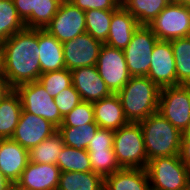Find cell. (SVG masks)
<instances>
[{
	"label": "cell",
	"instance_id": "1",
	"mask_svg": "<svg viewBox=\"0 0 190 190\" xmlns=\"http://www.w3.org/2000/svg\"><path fill=\"white\" fill-rule=\"evenodd\" d=\"M4 72L13 89L38 81L40 76L38 29L25 28L1 42Z\"/></svg>",
	"mask_w": 190,
	"mask_h": 190
},
{
	"label": "cell",
	"instance_id": "2",
	"mask_svg": "<svg viewBox=\"0 0 190 190\" xmlns=\"http://www.w3.org/2000/svg\"><path fill=\"white\" fill-rule=\"evenodd\" d=\"M161 88L147 76L131 77L117 93L129 122L139 123L158 111Z\"/></svg>",
	"mask_w": 190,
	"mask_h": 190
},
{
	"label": "cell",
	"instance_id": "3",
	"mask_svg": "<svg viewBox=\"0 0 190 190\" xmlns=\"http://www.w3.org/2000/svg\"><path fill=\"white\" fill-rule=\"evenodd\" d=\"M143 134L147 160L179 156L182 132L158 111L139 122Z\"/></svg>",
	"mask_w": 190,
	"mask_h": 190
},
{
	"label": "cell",
	"instance_id": "4",
	"mask_svg": "<svg viewBox=\"0 0 190 190\" xmlns=\"http://www.w3.org/2000/svg\"><path fill=\"white\" fill-rule=\"evenodd\" d=\"M113 151L121 168L146 169L148 160L141 125L129 122L114 130Z\"/></svg>",
	"mask_w": 190,
	"mask_h": 190
},
{
	"label": "cell",
	"instance_id": "5",
	"mask_svg": "<svg viewBox=\"0 0 190 190\" xmlns=\"http://www.w3.org/2000/svg\"><path fill=\"white\" fill-rule=\"evenodd\" d=\"M151 190H185L188 168L180 156L159 157L148 161Z\"/></svg>",
	"mask_w": 190,
	"mask_h": 190
},
{
	"label": "cell",
	"instance_id": "6",
	"mask_svg": "<svg viewBox=\"0 0 190 190\" xmlns=\"http://www.w3.org/2000/svg\"><path fill=\"white\" fill-rule=\"evenodd\" d=\"M15 91L20 97L22 109L25 112L42 117L57 128L62 124L63 117L54 102V98L38 81L19 85Z\"/></svg>",
	"mask_w": 190,
	"mask_h": 190
},
{
	"label": "cell",
	"instance_id": "7",
	"mask_svg": "<svg viewBox=\"0 0 190 190\" xmlns=\"http://www.w3.org/2000/svg\"><path fill=\"white\" fill-rule=\"evenodd\" d=\"M158 40L148 26L140 25L136 29L130 43L123 49L131 77L148 75L152 50Z\"/></svg>",
	"mask_w": 190,
	"mask_h": 190
},
{
	"label": "cell",
	"instance_id": "8",
	"mask_svg": "<svg viewBox=\"0 0 190 190\" xmlns=\"http://www.w3.org/2000/svg\"><path fill=\"white\" fill-rule=\"evenodd\" d=\"M158 112L183 132L190 120V85L161 88Z\"/></svg>",
	"mask_w": 190,
	"mask_h": 190
},
{
	"label": "cell",
	"instance_id": "9",
	"mask_svg": "<svg viewBox=\"0 0 190 190\" xmlns=\"http://www.w3.org/2000/svg\"><path fill=\"white\" fill-rule=\"evenodd\" d=\"M148 27L163 41L190 36V6L171 2Z\"/></svg>",
	"mask_w": 190,
	"mask_h": 190
},
{
	"label": "cell",
	"instance_id": "10",
	"mask_svg": "<svg viewBox=\"0 0 190 190\" xmlns=\"http://www.w3.org/2000/svg\"><path fill=\"white\" fill-rule=\"evenodd\" d=\"M96 67L112 94H117L131 78L123 50L105 43L100 48Z\"/></svg>",
	"mask_w": 190,
	"mask_h": 190
},
{
	"label": "cell",
	"instance_id": "11",
	"mask_svg": "<svg viewBox=\"0 0 190 190\" xmlns=\"http://www.w3.org/2000/svg\"><path fill=\"white\" fill-rule=\"evenodd\" d=\"M44 30L61 43L72 40L86 32L85 11L69 0L62 2Z\"/></svg>",
	"mask_w": 190,
	"mask_h": 190
},
{
	"label": "cell",
	"instance_id": "12",
	"mask_svg": "<svg viewBox=\"0 0 190 190\" xmlns=\"http://www.w3.org/2000/svg\"><path fill=\"white\" fill-rule=\"evenodd\" d=\"M63 44L65 67L73 70L86 66H96L103 43L87 32Z\"/></svg>",
	"mask_w": 190,
	"mask_h": 190
},
{
	"label": "cell",
	"instance_id": "13",
	"mask_svg": "<svg viewBox=\"0 0 190 190\" xmlns=\"http://www.w3.org/2000/svg\"><path fill=\"white\" fill-rule=\"evenodd\" d=\"M57 131L58 128L50 121L22 109L19 122L11 139L23 148L30 150Z\"/></svg>",
	"mask_w": 190,
	"mask_h": 190
},
{
	"label": "cell",
	"instance_id": "14",
	"mask_svg": "<svg viewBox=\"0 0 190 190\" xmlns=\"http://www.w3.org/2000/svg\"><path fill=\"white\" fill-rule=\"evenodd\" d=\"M147 77L160 88L177 85L174 53L170 41L158 40L153 47Z\"/></svg>",
	"mask_w": 190,
	"mask_h": 190
},
{
	"label": "cell",
	"instance_id": "15",
	"mask_svg": "<svg viewBox=\"0 0 190 190\" xmlns=\"http://www.w3.org/2000/svg\"><path fill=\"white\" fill-rule=\"evenodd\" d=\"M72 85L80 94L81 100L94 103L112 93L98 73L96 66H86L71 70Z\"/></svg>",
	"mask_w": 190,
	"mask_h": 190
},
{
	"label": "cell",
	"instance_id": "16",
	"mask_svg": "<svg viewBox=\"0 0 190 190\" xmlns=\"http://www.w3.org/2000/svg\"><path fill=\"white\" fill-rule=\"evenodd\" d=\"M60 174L61 170L56 164L29 161L16 185L25 190H57Z\"/></svg>",
	"mask_w": 190,
	"mask_h": 190
},
{
	"label": "cell",
	"instance_id": "17",
	"mask_svg": "<svg viewBox=\"0 0 190 190\" xmlns=\"http://www.w3.org/2000/svg\"><path fill=\"white\" fill-rule=\"evenodd\" d=\"M28 163L29 150L12 139H0V170L11 183L19 181Z\"/></svg>",
	"mask_w": 190,
	"mask_h": 190
},
{
	"label": "cell",
	"instance_id": "18",
	"mask_svg": "<svg viewBox=\"0 0 190 190\" xmlns=\"http://www.w3.org/2000/svg\"><path fill=\"white\" fill-rule=\"evenodd\" d=\"M139 26L137 20L120 5L116 10H112L110 30L105 44L125 49Z\"/></svg>",
	"mask_w": 190,
	"mask_h": 190
},
{
	"label": "cell",
	"instance_id": "19",
	"mask_svg": "<svg viewBox=\"0 0 190 190\" xmlns=\"http://www.w3.org/2000/svg\"><path fill=\"white\" fill-rule=\"evenodd\" d=\"M92 104L94 121L99 128L117 130L129 123L117 94H111Z\"/></svg>",
	"mask_w": 190,
	"mask_h": 190
},
{
	"label": "cell",
	"instance_id": "20",
	"mask_svg": "<svg viewBox=\"0 0 190 190\" xmlns=\"http://www.w3.org/2000/svg\"><path fill=\"white\" fill-rule=\"evenodd\" d=\"M40 74L65 67L63 44L44 29H38Z\"/></svg>",
	"mask_w": 190,
	"mask_h": 190
},
{
	"label": "cell",
	"instance_id": "21",
	"mask_svg": "<svg viewBox=\"0 0 190 190\" xmlns=\"http://www.w3.org/2000/svg\"><path fill=\"white\" fill-rule=\"evenodd\" d=\"M104 190H151L147 170L121 168L104 177Z\"/></svg>",
	"mask_w": 190,
	"mask_h": 190
},
{
	"label": "cell",
	"instance_id": "22",
	"mask_svg": "<svg viewBox=\"0 0 190 190\" xmlns=\"http://www.w3.org/2000/svg\"><path fill=\"white\" fill-rule=\"evenodd\" d=\"M22 112L21 100L13 89L0 102V139H11Z\"/></svg>",
	"mask_w": 190,
	"mask_h": 190
},
{
	"label": "cell",
	"instance_id": "23",
	"mask_svg": "<svg viewBox=\"0 0 190 190\" xmlns=\"http://www.w3.org/2000/svg\"><path fill=\"white\" fill-rule=\"evenodd\" d=\"M173 0H123L121 5L137 20L148 26Z\"/></svg>",
	"mask_w": 190,
	"mask_h": 190
},
{
	"label": "cell",
	"instance_id": "24",
	"mask_svg": "<svg viewBox=\"0 0 190 190\" xmlns=\"http://www.w3.org/2000/svg\"><path fill=\"white\" fill-rule=\"evenodd\" d=\"M57 190H104V178L93 171L61 172Z\"/></svg>",
	"mask_w": 190,
	"mask_h": 190
},
{
	"label": "cell",
	"instance_id": "25",
	"mask_svg": "<svg viewBox=\"0 0 190 190\" xmlns=\"http://www.w3.org/2000/svg\"><path fill=\"white\" fill-rule=\"evenodd\" d=\"M64 146V140L57 131L29 150V161L38 164L57 165V157L61 154Z\"/></svg>",
	"mask_w": 190,
	"mask_h": 190
},
{
	"label": "cell",
	"instance_id": "26",
	"mask_svg": "<svg viewBox=\"0 0 190 190\" xmlns=\"http://www.w3.org/2000/svg\"><path fill=\"white\" fill-rule=\"evenodd\" d=\"M170 44L174 53L177 85H190V36L173 39Z\"/></svg>",
	"mask_w": 190,
	"mask_h": 190
},
{
	"label": "cell",
	"instance_id": "27",
	"mask_svg": "<svg viewBox=\"0 0 190 190\" xmlns=\"http://www.w3.org/2000/svg\"><path fill=\"white\" fill-rule=\"evenodd\" d=\"M57 166L61 172H89L92 171L89 155L85 149L64 146L57 157Z\"/></svg>",
	"mask_w": 190,
	"mask_h": 190
},
{
	"label": "cell",
	"instance_id": "28",
	"mask_svg": "<svg viewBox=\"0 0 190 190\" xmlns=\"http://www.w3.org/2000/svg\"><path fill=\"white\" fill-rule=\"evenodd\" d=\"M98 129L99 126L94 121L79 127H58V132L65 146L86 150Z\"/></svg>",
	"mask_w": 190,
	"mask_h": 190
},
{
	"label": "cell",
	"instance_id": "29",
	"mask_svg": "<svg viewBox=\"0 0 190 190\" xmlns=\"http://www.w3.org/2000/svg\"><path fill=\"white\" fill-rule=\"evenodd\" d=\"M25 24L19 17L13 0H0V42L24 30Z\"/></svg>",
	"mask_w": 190,
	"mask_h": 190
},
{
	"label": "cell",
	"instance_id": "30",
	"mask_svg": "<svg viewBox=\"0 0 190 190\" xmlns=\"http://www.w3.org/2000/svg\"><path fill=\"white\" fill-rule=\"evenodd\" d=\"M86 32L94 39L105 43L110 30L112 11L109 10H88L85 11Z\"/></svg>",
	"mask_w": 190,
	"mask_h": 190
},
{
	"label": "cell",
	"instance_id": "31",
	"mask_svg": "<svg viewBox=\"0 0 190 190\" xmlns=\"http://www.w3.org/2000/svg\"><path fill=\"white\" fill-rule=\"evenodd\" d=\"M58 0H37L36 12L24 22L26 28L45 29L52 18L56 15L60 6Z\"/></svg>",
	"mask_w": 190,
	"mask_h": 190
},
{
	"label": "cell",
	"instance_id": "32",
	"mask_svg": "<svg viewBox=\"0 0 190 190\" xmlns=\"http://www.w3.org/2000/svg\"><path fill=\"white\" fill-rule=\"evenodd\" d=\"M38 82L54 98L61 91L72 85L71 70L64 68L58 71L42 73L39 76Z\"/></svg>",
	"mask_w": 190,
	"mask_h": 190
},
{
	"label": "cell",
	"instance_id": "33",
	"mask_svg": "<svg viewBox=\"0 0 190 190\" xmlns=\"http://www.w3.org/2000/svg\"><path fill=\"white\" fill-rule=\"evenodd\" d=\"M92 171L103 178L121 169L113 150H87Z\"/></svg>",
	"mask_w": 190,
	"mask_h": 190
},
{
	"label": "cell",
	"instance_id": "34",
	"mask_svg": "<svg viewBox=\"0 0 190 190\" xmlns=\"http://www.w3.org/2000/svg\"><path fill=\"white\" fill-rule=\"evenodd\" d=\"M94 122V108L90 102L82 101L71 112L63 117L59 127H79Z\"/></svg>",
	"mask_w": 190,
	"mask_h": 190
},
{
	"label": "cell",
	"instance_id": "35",
	"mask_svg": "<svg viewBox=\"0 0 190 190\" xmlns=\"http://www.w3.org/2000/svg\"><path fill=\"white\" fill-rule=\"evenodd\" d=\"M54 102L59 109L62 117H65L79 103L82 102L80 94L76 91L73 85L61 91L54 97Z\"/></svg>",
	"mask_w": 190,
	"mask_h": 190
},
{
	"label": "cell",
	"instance_id": "36",
	"mask_svg": "<svg viewBox=\"0 0 190 190\" xmlns=\"http://www.w3.org/2000/svg\"><path fill=\"white\" fill-rule=\"evenodd\" d=\"M114 130L99 128L86 150H113Z\"/></svg>",
	"mask_w": 190,
	"mask_h": 190
},
{
	"label": "cell",
	"instance_id": "37",
	"mask_svg": "<svg viewBox=\"0 0 190 190\" xmlns=\"http://www.w3.org/2000/svg\"><path fill=\"white\" fill-rule=\"evenodd\" d=\"M81 10L88 11L93 9L98 10H116L120 5V0H69Z\"/></svg>",
	"mask_w": 190,
	"mask_h": 190
},
{
	"label": "cell",
	"instance_id": "38",
	"mask_svg": "<svg viewBox=\"0 0 190 190\" xmlns=\"http://www.w3.org/2000/svg\"><path fill=\"white\" fill-rule=\"evenodd\" d=\"M13 2L23 22L31 16L32 12H36L37 0H13Z\"/></svg>",
	"mask_w": 190,
	"mask_h": 190
},
{
	"label": "cell",
	"instance_id": "39",
	"mask_svg": "<svg viewBox=\"0 0 190 190\" xmlns=\"http://www.w3.org/2000/svg\"><path fill=\"white\" fill-rule=\"evenodd\" d=\"M179 156L182 163L190 169V135H182Z\"/></svg>",
	"mask_w": 190,
	"mask_h": 190
},
{
	"label": "cell",
	"instance_id": "40",
	"mask_svg": "<svg viewBox=\"0 0 190 190\" xmlns=\"http://www.w3.org/2000/svg\"><path fill=\"white\" fill-rule=\"evenodd\" d=\"M13 90L4 75H0V102Z\"/></svg>",
	"mask_w": 190,
	"mask_h": 190
},
{
	"label": "cell",
	"instance_id": "41",
	"mask_svg": "<svg viewBox=\"0 0 190 190\" xmlns=\"http://www.w3.org/2000/svg\"><path fill=\"white\" fill-rule=\"evenodd\" d=\"M13 183H11L0 170V190H10Z\"/></svg>",
	"mask_w": 190,
	"mask_h": 190
},
{
	"label": "cell",
	"instance_id": "42",
	"mask_svg": "<svg viewBox=\"0 0 190 190\" xmlns=\"http://www.w3.org/2000/svg\"><path fill=\"white\" fill-rule=\"evenodd\" d=\"M4 72V62H3V49L0 42V75H3Z\"/></svg>",
	"mask_w": 190,
	"mask_h": 190
},
{
	"label": "cell",
	"instance_id": "43",
	"mask_svg": "<svg viewBox=\"0 0 190 190\" xmlns=\"http://www.w3.org/2000/svg\"><path fill=\"white\" fill-rule=\"evenodd\" d=\"M173 2L184 6H190V0H173Z\"/></svg>",
	"mask_w": 190,
	"mask_h": 190
},
{
	"label": "cell",
	"instance_id": "44",
	"mask_svg": "<svg viewBox=\"0 0 190 190\" xmlns=\"http://www.w3.org/2000/svg\"><path fill=\"white\" fill-rule=\"evenodd\" d=\"M185 190H190V169H188V172H187L186 189Z\"/></svg>",
	"mask_w": 190,
	"mask_h": 190
},
{
	"label": "cell",
	"instance_id": "45",
	"mask_svg": "<svg viewBox=\"0 0 190 190\" xmlns=\"http://www.w3.org/2000/svg\"><path fill=\"white\" fill-rule=\"evenodd\" d=\"M182 135H190V120L188 122L186 129L182 132Z\"/></svg>",
	"mask_w": 190,
	"mask_h": 190
},
{
	"label": "cell",
	"instance_id": "46",
	"mask_svg": "<svg viewBox=\"0 0 190 190\" xmlns=\"http://www.w3.org/2000/svg\"><path fill=\"white\" fill-rule=\"evenodd\" d=\"M10 190H25V189H22L18 185L13 184L12 187L10 188Z\"/></svg>",
	"mask_w": 190,
	"mask_h": 190
},
{
	"label": "cell",
	"instance_id": "47",
	"mask_svg": "<svg viewBox=\"0 0 190 190\" xmlns=\"http://www.w3.org/2000/svg\"><path fill=\"white\" fill-rule=\"evenodd\" d=\"M60 3H62V2H65V1H68V0H58Z\"/></svg>",
	"mask_w": 190,
	"mask_h": 190
}]
</instances>
